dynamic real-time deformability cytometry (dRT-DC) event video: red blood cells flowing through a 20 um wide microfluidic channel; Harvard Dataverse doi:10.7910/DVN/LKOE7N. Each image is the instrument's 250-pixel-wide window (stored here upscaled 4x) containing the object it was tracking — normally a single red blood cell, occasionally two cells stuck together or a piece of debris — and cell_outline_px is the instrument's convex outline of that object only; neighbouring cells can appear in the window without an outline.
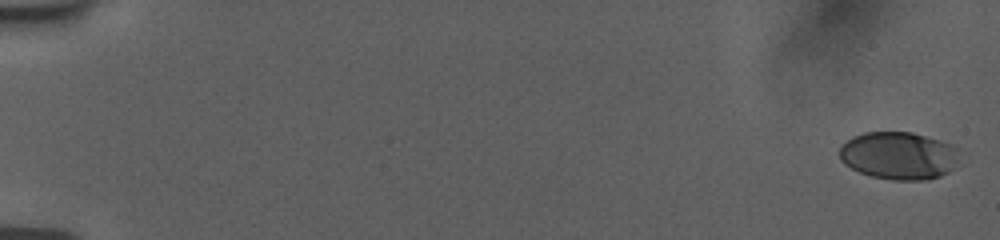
{"species": "human", "species_latin": "Homo sapiens", "temperature_condition": "room temperature", "stored_images_in_passage": 56, "camera_frame_rate_fps": 3000, "um_per_image_px": 0.085, "donor": {"sex": "female"}, "frame": {"image": 1, "passage_image": 1, "time_ms": 0.0, "image_size_px": [1000, 240], "cell_outline_px": [[956, 164], [948, 172], [940, 176], [924, 180], [892, 180], [872, 176], [860, 172], [844, 164], [840, 160], [840, 148], [852, 136], [864, 132], [912, 132], [940, 140], [952, 144], [956, 148]], "centroid_in_image_um": [76.37, 13.22], "position_along_channel_um": 8.6, "area_um2": 33.12}}
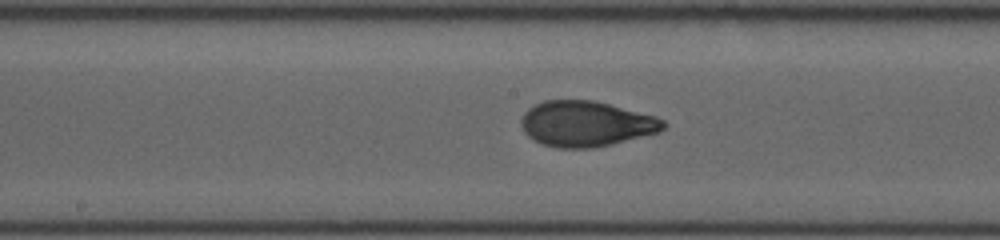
{"frame": {"image": 2, "passage_image": 31, "time_ms": 10.0, "image_size_px": [1000, 240], "cell_outline_px": [[668, 124], [660, 132], [612, 144], [592, 148], [556, 148], [540, 144], [532, 140], [524, 132], [520, 124], [520, 120], [524, 112], [528, 108], [544, 100], [592, 100], [656, 116], [664, 120]], "centroid_in_image_um": [49.79, 10.53], "position_along_channel_um": 198.4, "area_um2": 37.97}}
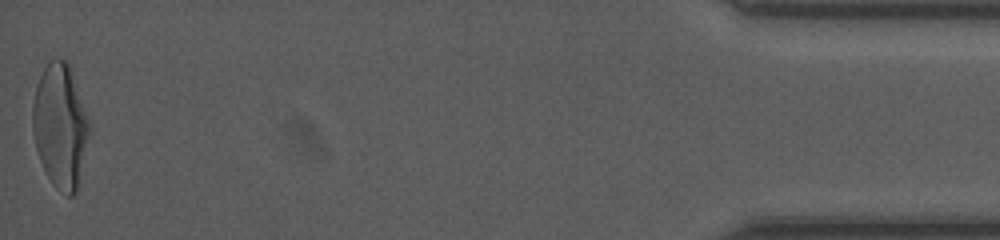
{"frame": {"image": 3, "passage_image": 56, "time_ms": 18.333, "image_size_px": [1000, 240], "cell_outline_px": [[92, 132], [76, 192], [72, 196], [68, 196], [60, 192], [52, 184], [40, 160], [36, 148], [32, 128], [32, 108], [36, 88], [40, 76], [44, 68], [52, 60], [64, 60], [68, 64], [92, 120]], "centroid_in_image_um": [5.18, 10.75], "position_along_channel_um": 430.0, "area_um2": 41.5}, "authors_computed_cell_mechanics": {"area_um2": 36.9631, "velocity_mm_per_s": 3.7814, "shape_relaxation_time_tau1_ms": 3.2469, "shape_relaxation_time_tau2_ms": 0.6629, "deformation_change_tau1": 0.1822, "deformation_change_tau2": 0.0538}}